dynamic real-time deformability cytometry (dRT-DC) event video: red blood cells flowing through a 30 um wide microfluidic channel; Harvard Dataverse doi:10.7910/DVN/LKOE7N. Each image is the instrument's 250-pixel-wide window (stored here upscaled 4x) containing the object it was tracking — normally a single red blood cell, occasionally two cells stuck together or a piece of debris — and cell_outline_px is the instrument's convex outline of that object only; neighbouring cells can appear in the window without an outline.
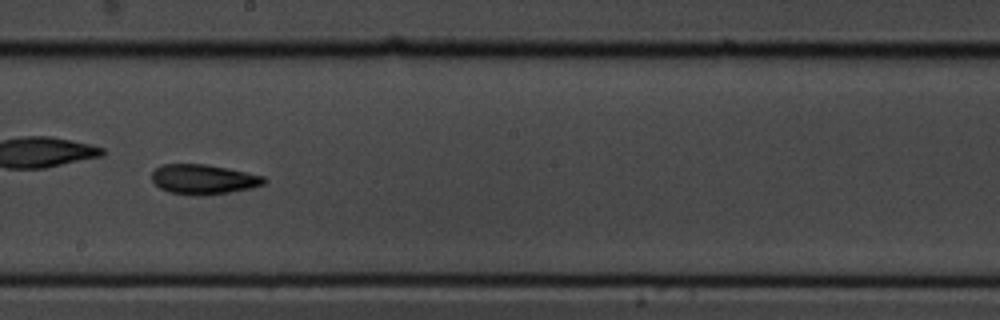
{"species": "common noctule bat (a hibernating species)", "species_latin": "Nyctalus noctula", "temperature_condition": "cold", "stored_images_in_passage": 55, "camera_frame_rate_fps": 3000, "um_per_image_px": 0.085, "animal": {"sex": "male", "body_mass_g": 19.5, "forearm_length_mm": 54.6}, "frame": {"image": 1, "passage_image": 32, "time_ms": 10.333, "image_size_px": [1000, 320], "cell_outline_px": [[268, 180], [264, 184], [252, 188], [228, 192], [200, 196], [196, 196], [168, 192], [160, 188], [152, 180], [152, 172], [160, 164], [204, 164], [228, 168], [264, 176]], "centroid_in_image_um": [17.29, 15.24], "position_along_channel_um": 230.9, "area_um2": 19.59}, "authors_computed_cell_mechanics": {"area_um2": 19.4786, "velocity_mm_per_s": 3.6624, "shape_relaxation_time_tau1_ms": 5.7185, "shape_relaxation_time_tau2_ms": 3.8112, "deformation_change_tau1": 0.1539, "deformation_change_tau2": 0.0982}}